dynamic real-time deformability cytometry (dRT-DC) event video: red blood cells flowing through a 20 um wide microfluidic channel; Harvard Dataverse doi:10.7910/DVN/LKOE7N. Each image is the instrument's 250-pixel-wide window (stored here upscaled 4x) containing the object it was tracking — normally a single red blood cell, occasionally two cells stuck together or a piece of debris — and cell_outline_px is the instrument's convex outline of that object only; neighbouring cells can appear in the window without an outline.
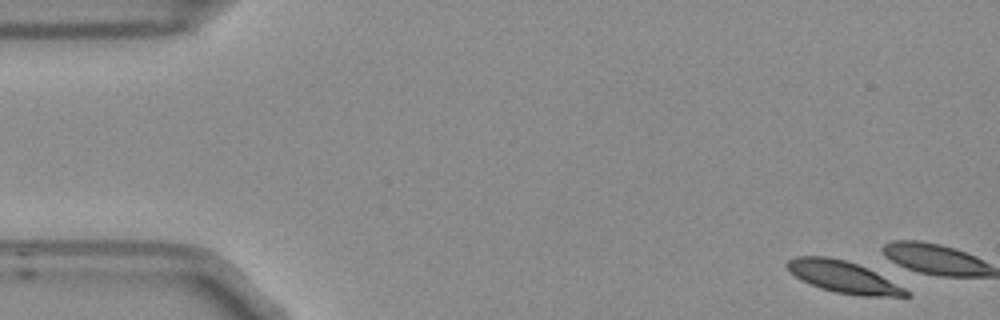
{"species": "Egyptian fruit bat (a non-hibernating species)", "species_latin": "Rousettus aegyptiacus", "temperature_condition": "room temperature", "stored_images_in_passage": 5, "camera_frame_rate_fps": 3000, "um_per_image_px": 0.085, "frame": {"image": 1, "passage_image": 1, "time_ms": 0.0, "image_size_px": [1000, 320], "cell_outline_px": [[912, 296], [860, 296], [836, 292], [820, 288], [796, 276], [784, 264], [788, 260], [796, 256], [828, 256], [844, 260], [868, 268], [904, 288]], "centroid_in_image_um": [71.67, 23.53], "position_along_channel_um": 13.3, "area_um2": 21.56}}